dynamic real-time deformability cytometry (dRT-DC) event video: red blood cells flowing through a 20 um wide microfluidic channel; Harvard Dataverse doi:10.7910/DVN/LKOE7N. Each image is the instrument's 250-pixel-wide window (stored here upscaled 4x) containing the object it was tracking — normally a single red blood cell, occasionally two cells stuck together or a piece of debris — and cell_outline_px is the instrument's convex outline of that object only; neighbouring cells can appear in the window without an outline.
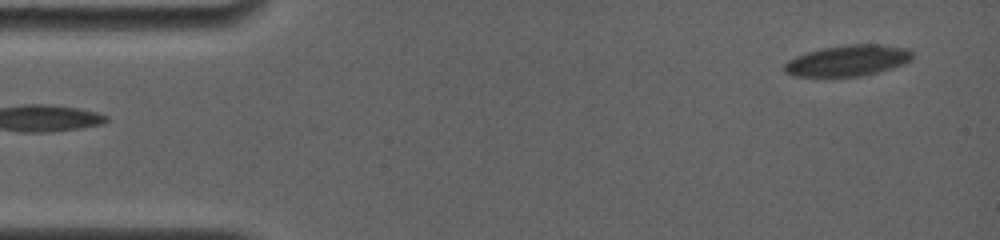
{"species": "common noctule bat (a hibernating species)", "species_latin": "Nyctalus noctula", "temperature_condition": "room temperature", "stored_images_in_passage": 2, "camera_frame_rate_fps": 4000, "um_per_image_px": 0.085, "animal": {"sex": "female", "body_mass_g": 19.0, "forearm_length_mm": 56.7}, "frame": {"image": 1, "passage_image": 2, "time_ms": 1.0, "image_size_px": [1000, 240], "cell_outline_px": [[912, 56], [904, 64], [860, 76], [796, 76], [784, 72], [784, 64], [788, 60], [796, 56], [820, 48], [848, 44], [880, 44], [904, 48], [912, 52]], "centroid_in_image_um": [72.01, 5.14], "position_along_channel_um": 13.0, "area_um2": 22.77}}